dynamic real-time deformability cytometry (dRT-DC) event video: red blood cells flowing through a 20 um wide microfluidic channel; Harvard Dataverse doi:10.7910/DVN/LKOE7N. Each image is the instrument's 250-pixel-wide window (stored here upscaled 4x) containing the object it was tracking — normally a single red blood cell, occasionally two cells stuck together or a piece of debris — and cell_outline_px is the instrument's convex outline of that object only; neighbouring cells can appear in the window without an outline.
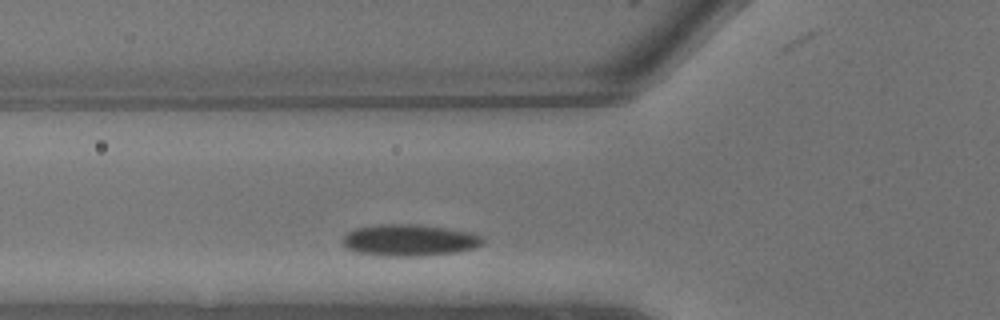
{"species": "common noctule bat (a hibernating species)", "species_latin": "Nyctalus noctula", "temperature_condition": "warm", "stored_images_in_passage": 3, "camera_frame_rate_fps": 3000, "um_per_image_px": 0.085, "animal": {"sex": "male", "body_mass_g": 13.3}, "frame": {"image": 1, "passage_image": 2, "time_ms": 0.333, "image_size_px": [1000, 320], "cell_outline_px": [[484, 240], [476, 248], [456, 252], [420, 256], [380, 256], [356, 252], [348, 248], [344, 244], [344, 236], [348, 232], [356, 228], [380, 224], [408, 224], [444, 228], [468, 232], [480, 236]], "centroid_in_image_um": [34.77, 20.43], "position_along_channel_um": 91.0, "area_um2": 25.49}}